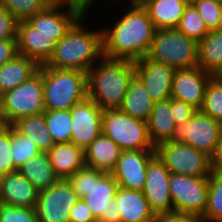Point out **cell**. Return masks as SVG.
Masks as SVG:
<instances>
[{"label": "cell", "instance_id": "18", "mask_svg": "<svg viewBox=\"0 0 222 222\" xmlns=\"http://www.w3.org/2000/svg\"><path fill=\"white\" fill-rule=\"evenodd\" d=\"M213 77L200 67L176 69L172 82L171 97L184 101L200 110L202 107L206 86Z\"/></svg>", "mask_w": 222, "mask_h": 222}, {"label": "cell", "instance_id": "1", "mask_svg": "<svg viewBox=\"0 0 222 222\" xmlns=\"http://www.w3.org/2000/svg\"><path fill=\"white\" fill-rule=\"evenodd\" d=\"M125 12L112 28H102L103 56L136 62L146 57L156 28L141 4L129 3Z\"/></svg>", "mask_w": 222, "mask_h": 222}, {"label": "cell", "instance_id": "26", "mask_svg": "<svg viewBox=\"0 0 222 222\" xmlns=\"http://www.w3.org/2000/svg\"><path fill=\"white\" fill-rule=\"evenodd\" d=\"M39 65L23 55H16L0 67V96L27 81L38 71Z\"/></svg>", "mask_w": 222, "mask_h": 222}, {"label": "cell", "instance_id": "45", "mask_svg": "<svg viewBox=\"0 0 222 222\" xmlns=\"http://www.w3.org/2000/svg\"><path fill=\"white\" fill-rule=\"evenodd\" d=\"M18 55L17 40H0V67Z\"/></svg>", "mask_w": 222, "mask_h": 222}, {"label": "cell", "instance_id": "20", "mask_svg": "<svg viewBox=\"0 0 222 222\" xmlns=\"http://www.w3.org/2000/svg\"><path fill=\"white\" fill-rule=\"evenodd\" d=\"M39 191L18 170L0 177V203L35 208Z\"/></svg>", "mask_w": 222, "mask_h": 222}, {"label": "cell", "instance_id": "12", "mask_svg": "<svg viewBox=\"0 0 222 222\" xmlns=\"http://www.w3.org/2000/svg\"><path fill=\"white\" fill-rule=\"evenodd\" d=\"M78 199L68 180L60 179L39 192L35 207L38 222H69L70 210Z\"/></svg>", "mask_w": 222, "mask_h": 222}, {"label": "cell", "instance_id": "36", "mask_svg": "<svg viewBox=\"0 0 222 222\" xmlns=\"http://www.w3.org/2000/svg\"><path fill=\"white\" fill-rule=\"evenodd\" d=\"M0 6L6 8L18 21H27L43 11L48 3L45 0H0Z\"/></svg>", "mask_w": 222, "mask_h": 222}, {"label": "cell", "instance_id": "32", "mask_svg": "<svg viewBox=\"0 0 222 222\" xmlns=\"http://www.w3.org/2000/svg\"><path fill=\"white\" fill-rule=\"evenodd\" d=\"M203 222H222V172L211 171Z\"/></svg>", "mask_w": 222, "mask_h": 222}, {"label": "cell", "instance_id": "31", "mask_svg": "<svg viewBox=\"0 0 222 222\" xmlns=\"http://www.w3.org/2000/svg\"><path fill=\"white\" fill-rule=\"evenodd\" d=\"M44 119L55 144L70 142L72 121L70 109L68 110H45Z\"/></svg>", "mask_w": 222, "mask_h": 222}, {"label": "cell", "instance_id": "8", "mask_svg": "<svg viewBox=\"0 0 222 222\" xmlns=\"http://www.w3.org/2000/svg\"><path fill=\"white\" fill-rule=\"evenodd\" d=\"M155 154L164 163L170 173L192 177H209L211 159L192 146L168 141L155 147Z\"/></svg>", "mask_w": 222, "mask_h": 222}, {"label": "cell", "instance_id": "10", "mask_svg": "<svg viewBox=\"0 0 222 222\" xmlns=\"http://www.w3.org/2000/svg\"><path fill=\"white\" fill-rule=\"evenodd\" d=\"M221 134L222 123L197 110L189 121L175 126L171 141L188 144L211 159Z\"/></svg>", "mask_w": 222, "mask_h": 222}, {"label": "cell", "instance_id": "5", "mask_svg": "<svg viewBox=\"0 0 222 222\" xmlns=\"http://www.w3.org/2000/svg\"><path fill=\"white\" fill-rule=\"evenodd\" d=\"M44 111V88L39 71L0 96L1 125H12L19 118L41 114Z\"/></svg>", "mask_w": 222, "mask_h": 222}, {"label": "cell", "instance_id": "4", "mask_svg": "<svg viewBox=\"0 0 222 222\" xmlns=\"http://www.w3.org/2000/svg\"><path fill=\"white\" fill-rule=\"evenodd\" d=\"M45 110H68L87 97V73L40 65Z\"/></svg>", "mask_w": 222, "mask_h": 222}, {"label": "cell", "instance_id": "21", "mask_svg": "<svg viewBox=\"0 0 222 222\" xmlns=\"http://www.w3.org/2000/svg\"><path fill=\"white\" fill-rule=\"evenodd\" d=\"M114 200L121 222H152L155 213L150 209L143 191L118 187Z\"/></svg>", "mask_w": 222, "mask_h": 222}, {"label": "cell", "instance_id": "39", "mask_svg": "<svg viewBox=\"0 0 222 222\" xmlns=\"http://www.w3.org/2000/svg\"><path fill=\"white\" fill-rule=\"evenodd\" d=\"M0 222H38L36 209L0 203Z\"/></svg>", "mask_w": 222, "mask_h": 222}, {"label": "cell", "instance_id": "40", "mask_svg": "<svg viewBox=\"0 0 222 222\" xmlns=\"http://www.w3.org/2000/svg\"><path fill=\"white\" fill-rule=\"evenodd\" d=\"M73 190L77 193V197L82 199L92 188V168L84 166L68 179Z\"/></svg>", "mask_w": 222, "mask_h": 222}, {"label": "cell", "instance_id": "34", "mask_svg": "<svg viewBox=\"0 0 222 222\" xmlns=\"http://www.w3.org/2000/svg\"><path fill=\"white\" fill-rule=\"evenodd\" d=\"M176 29L197 43L210 31L192 3L186 6Z\"/></svg>", "mask_w": 222, "mask_h": 222}, {"label": "cell", "instance_id": "16", "mask_svg": "<svg viewBox=\"0 0 222 222\" xmlns=\"http://www.w3.org/2000/svg\"><path fill=\"white\" fill-rule=\"evenodd\" d=\"M170 171L155 155L148 163L146 182L143 189L150 209L155 213L174 212L169 190Z\"/></svg>", "mask_w": 222, "mask_h": 222}, {"label": "cell", "instance_id": "30", "mask_svg": "<svg viewBox=\"0 0 222 222\" xmlns=\"http://www.w3.org/2000/svg\"><path fill=\"white\" fill-rule=\"evenodd\" d=\"M12 126L19 133L31 139L40 152L50 151L55 144L48 131L43 113L19 118Z\"/></svg>", "mask_w": 222, "mask_h": 222}, {"label": "cell", "instance_id": "24", "mask_svg": "<svg viewBox=\"0 0 222 222\" xmlns=\"http://www.w3.org/2000/svg\"><path fill=\"white\" fill-rule=\"evenodd\" d=\"M141 5L156 29H176L188 3L184 0H145Z\"/></svg>", "mask_w": 222, "mask_h": 222}, {"label": "cell", "instance_id": "19", "mask_svg": "<svg viewBox=\"0 0 222 222\" xmlns=\"http://www.w3.org/2000/svg\"><path fill=\"white\" fill-rule=\"evenodd\" d=\"M18 54L34 60L39 66L52 57L56 41L51 35L39 33L27 21H19L17 28Z\"/></svg>", "mask_w": 222, "mask_h": 222}, {"label": "cell", "instance_id": "22", "mask_svg": "<svg viewBox=\"0 0 222 222\" xmlns=\"http://www.w3.org/2000/svg\"><path fill=\"white\" fill-rule=\"evenodd\" d=\"M47 154L55 173L63 180L85 166L84 150L71 142L54 144Z\"/></svg>", "mask_w": 222, "mask_h": 222}, {"label": "cell", "instance_id": "46", "mask_svg": "<svg viewBox=\"0 0 222 222\" xmlns=\"http://www.w3.org/2000/svg\"><path fill=\"white\" fill-rule=\"evenodd\" d=\"M211 170L222 172V134L217 144L216 151L211 158Z\"/></svg>", "mask_w": 222, "mask_h": 222}, {"label": "cell", "instance_id": "43", "mask_svg": "<svg viewBox=\"0 0 222 222\" xmlns=\"http://www.w3.org/2000/svg\"><path fill=\"white\" fill-rule=\"evenodd\" d=\"M69 222H97L83 199H78L70 210Z\"/></svg>", "mask_w": 222, "mask_h": 222}, {"label": "cell", "instance_id": "38", "mask_svg": "<svg viewBox=\"0 0 222 222\" xmlns=\"http://www.w3.org/2000/svg\"><path fill=\"white\" fill-rule=\"evenodd\" d=\"M14 171L11 158V125L0 124V177Z\"/></svg>", "mask_w": 222, "mask_h": 222}, {"label": "cell", "instance_id": "44", "mask_svg": "<svg viewBox=\"0 0 222 222\" xmlns=\"http://www.w3.org/2000/svg\"><path fill=\"white\" fill-rule=\"evenodd\" d=\"M152 222H203L202 218L180 212L157 213Z\"/></svg>", "mask_w": 222, "mask_h": 222}, {"label": "cell", "instance_id": "51", "mask_svg": "<svg viewBox=\"0 0 222 222\" xmlns=\"http://www.w3.org/2000/svg\"><path fill=\"white\" fill-rule=\"evenodd\" d=\"M217 77L222 81V70L219 72V74L217 75Z\"/></svg>", "mask_w": 222, "mask_h": 222}, {"label": "cell", "instance_id": "52", "mask_svg": "<svg viewBox=\"0 0 222 222\" xmlns=\"http://www.w3.org/2000/svg\"><path fill=\"white\" fill-rule=\"evenodd\" d=\"M186 1L188 4L193 3L195 0H184Z\"/></svg>", "mask_w": 222, "mask_h": 222}, {"label": "cell", "instance_id": "9", "mask_svg": "<svg viewBox=\"0 0 222 222\" xmlns=\"http://www.w3.org/2000/svg\"><path fill=\"white\" fill-rule=\"evenodd\" d=\"M169 190L174 211L200 218L207 207L209 177L170 173Z\"/></svg>", "mask_w": 222, "mask_h": 222}, {"label": "cell", "instance_id": "49", "mask_svg": "<svg viewBox=\"0 0 222 222\" xmlns=\"http://www.w3.org/2000/svg\"><path fill=\"white\" fill-rule=\"evenodd\" d=\"M109 2H119L120 0H108ZM145 0H127L130 4H142Z\"/></svg>", "mask_w": 222, "mask_h": 222}, {"label": "cell", "instance_id": "15", "mask_svg": "<svg viewBox=\"0 0 222 222\" xmlns=\"http://www.w3.org/2000/svg\"><path fill=\"white\" fill-rule=\"evenodd\" d=\"M155 155V150L121 151L119 159L110 174L119 187L143 191L147 166Z\"/></svg>", "mask_w": 222, "mask_h": 222}, {"label": "cell", "instance_id": "2", "mask_svg": "<svg viewBox=\"0 0 222 222\" xmlns=\"http://www.w3.org/2000/svg\"><path fill=\"white\" fill-rule=\"evenodd\" d=\"M85 15L56 42L54 53L45 66L87 73L103 57L102 29L91 31L82 26Z\"/></svg>", "mask_w": 222, "mask_h": 222}, {"label": "cell", "instance_id": "28", "mask_svg": "<svg viewBox=\"0 0 222 222\" xmlns=\"http://www.w3.org/2000/svg\"><path fill=\"white\" fill-rule=\"evenodd\" d=\"M18 171L39 192L50 188L60 180L50 164L47 152H39L33 158H30Z\"/></svg>", "mask_w": 222, "mask_h": 222}, {"label": "cell", "instance_id": "23", "mask_svg": "<svg viewBox=\"0 0 222 222\" xmlns=\"http://www.w3.org/2000/svg\"><path fill=\"white\" fill-rule=\"evenodd\" d=\"M121 151L120 147L113 140L101 134L84 149L85 166L105 173H111Z\"/></svg>", "mask_w": 222, "mask_h": 222}, {"label": "cell", "instance_id": "47", "mask_svg": "<svg viewBox=\"0 0 222 222\" xmlns=\"http://www.w3.org/2000/svg\"><path fill=\"white\" fill-rule=\"evenodd\" d=\"M48 5L82 6L77 0H45Z\"/></svg>", "mask_w": 222, "mask_h": 222}, {"label": "cell", "instance_id": "50", "mask_svg": "<svg viewBox=\"0 0 222 222\" xmlns=\"http://www.w3.org/2000/svg\"><path fill=\"white\" fill-rule=\"evenodd\" d=\"M219 28L222 29V0H221V9L219 15Z\"/></svg>", "mask_w": 222, "mask_h": 222}, {"label": "cell", "instance_id": "17", "mask_svg": "<svg viewBox=\"0 0 222 222\" xmlns=\"http://www.w3.org/2000/svg\"><path fill=\"white\" fill-rule=\"evenodd\" d=\"M135 63V75L142 81L153 102L171 98L175 68L144 57Z\"/></svg>", "mask_w": 222, "mask_h": 222}, {"label": "cell", "instance_id": "11", "mask_svg": "<svg viewBox=\"0 0 222 222\" xmlns=\"http://www.w3.org/2000/svg\"><path fill=\"white\" fill-rule=\"evenodd\" d=\"M119 185L110 173L92 168V188L82 199L97 222H121L114 200Z\"/></svg>", "mask_w": 222, "mask_h": 222}, {"label": "cell", "instance_id": "25", "mask_svg": "<svg viewBox=\"0 0 222 222\" xmlns=\"http://www.w3.org/2000/svg\"><path fill=\"white\" fill-rule=\"evenodd\" d=\"M175 126V120L171 115L170 99L154 102L150 118L147 120L148 136L154 147L171 141Z\"/></svg>", "mask_w": 222, "mask_h": 222}, {"label": "cell", "instance_id": "7", "mask_svg": "<svg viewBox=\"0 0 222 222\" xmlns=\"http://www.w3.org/2000/svg\"><path fill=\"white\" fill-rule=\"evenodd\" d=\"M102 134L113 140L122 151L155 150L148 136L147 121L133 118L120 109L103 111Z\"/></svg>", "mask_w": 222, "mask_h": 222}, {"label": "cell", "instance_id": "37", "mask_svg": "<svg viewBox=\"0 0 222 222\" xmlns=\"http://www.w3.org/2000/svg\"><path fill=\"white\" fill-rule=\"evenodd\" d=\"M209 30L219 28L221 0H195L192 3Z\"/></svg>", "mask_w": 222, "mask_h": 222}, {"label": "cell", "instance_id": "6", "mask_svg": "<svg viewBox=\"0 0 222 222\" xmlns=\"http://www.w3.org/2000/svg\"><path fill=\"white\" fill-rule=\"evenodd\" d=\"M198 43L177 29H156L146 57L175 69L197 66Z\"/></svg>", "mask_w": 222, "mask_h": 222}, {"label": "cell", "instance_id": "41", "mask_svg": "<svg viewBox=\"0 0 222 222\" xmlns=\"http://www.w3.org/2000/svg\"><path fill=\"white\" fill-rule=\"evenodd\" d=\"M18 20L0 6V40H16Z\"/></svg>", "mask_w": 222, "mask_h": 222}, {"label": "cell", "instance_id": "27", "mask_svg": "<svg viewBox=\"0 0 222 222\" xmlns=\"http://www.w3.org/2000/svg\"><path fill=\"white\" fill-rule=\"evenodd\" d=\"M197 66L203 71L217 76L222 70V29L210 30L198 42Z\"/></svg>", "mask_w": 222, "mask_h": 222}, {"label": "cell", "instance_id": "29", "mask_svg": "<svg viewBox=\"0 0 222 222\" xmlns=\"http://www.w3.org/2000/svg\"><path fill=\"white\" fill-rule=\"evenodd\" d=\"M154 102L150 99L144 84L135 75L129 84L120 110L133 118L147 121Z\"/></svg>", "mask_w": 222, "mask_h": 222}, {"label": "cell", "instance_id": "42", "mask_svg": "<svg viewBox=\"0 0 222 222\" xmlns=\"http://www.w3.org/2000/svg\"><path fill=\"white\" fill-rule=\"evenodd\" d=\"M170 108L176 125L189 121L197 112L192 105L173 97L170 98Z\"/></svg>", "mask_w": 222, "mask_h": 222}, {"label": "cell", "instance_id": "14", "mask_svg": "<svg viewBox=\"0 0 222 222\" xmlns=\"http://www.w3.org/2000/svg\"><path fill=\"white\" fill-rule=\"evenodd\" d=\"M85 13L88 12L83 6L48 5L43 11L30 17L27 22L39 33L51 35L58 42Z\"/></svg>", "mask_w": 222, "mask_h": 222}, {"label": "cell", "instance_id": "13", "mask_svg": "<svg viewBox=\"0 0 222 222\" xmlns=\"http://www.w3.org/2000/svg\"><path fill=\"white\" fill-rule=\"evenodd\" d=\"M72 132L70 142L83 150L102 134L103 110L89 97L71 109Z\"/></svg>", "mask_w": 222, "mask_h": 222}, {"label": "cell", "instance_id": "3", "mask_svg": "<svg viewBox=\"0 0 222 222\" xmlns=\"http://www.w3.org/2000/svg\"><path fill=\"white\" fill-rule=\"evenodd\" d=\"M134 76L133 61L103 56L98 64L95 63L87 72V97L103 111L120 109Z\"/></svg>", "mask_w": 222, "mask_h": 222}, {"label": "cell", "instance_id": "33", "mask_svg": "<svg viewBox=\"0 0 222 222\" xmlns=\"http://www.w3.org/2000/svg\"><path fill=\"white\" fill-rule=\"evenodd\" d=\"M39 152L40 150L31 139L19 133L11 125V158L14 164V171L19 170Z\"/></svg>", "mask_w": 222, "mask_h": 222}, {"label": "cell", "instance_id": "35", "mask_svg": "<svg viewBox=\"0 0 222 222\" xmlns=\"http://www.w3.org/2000/svg\"><path fill=\"white\" fill-rule=\"evenodd\" d=\"M199 111L222 123V81L217 76L209 80Z\"/></svg>", "mask_w": 222, "mask_h": 222}, {"label": "cell", "instance_id": "48", "mask_svg": "<svg viewBox=\"0 0 222 222\" xmlns=\"http://www.w3.org/2000/svg\"><path fill=\"white\" fill-rule=\"evenodd\" d=\"M87 11L88 9L90 10V8L92 7V5H95L94 1H96L97 3V0H77Z\"/></svg>", "mask_w": 222, "mask_h": 222}]
</instances>
